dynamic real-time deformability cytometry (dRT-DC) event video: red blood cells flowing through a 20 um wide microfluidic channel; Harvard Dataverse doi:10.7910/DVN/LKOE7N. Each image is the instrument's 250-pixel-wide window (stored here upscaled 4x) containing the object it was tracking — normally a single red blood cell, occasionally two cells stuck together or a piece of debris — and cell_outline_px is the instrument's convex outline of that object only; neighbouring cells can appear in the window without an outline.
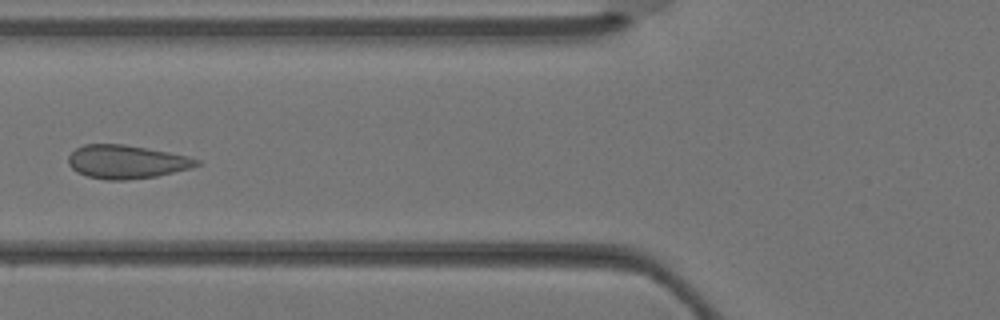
{"species": "Egyptian fruit bat (a non-hibernating species)", "species_latin": "Rousettus aegyptiacus", "temperature_condition": "warm", "stored_images_in_passage": 4, "camera_frame_rate_fps": 3000, "um_per_image_px": 0.085, "animal": {"sex": "female"}, "frame": {"image": 1, "passage_image": 4, "time_ms": 1.0, "image_size_px": [1000, 320], "cell_outline_px": [[200, 164], [192, 168], [156, 176], [128, 180], [108, 180], [88, 176], [76, 172], [68, 164], [68, 156], [76, 148], [84, 144], [124, 144], [168, 152], [200, 160]], "centroid_in_image_um": [10.72, 13.76], "position_along_channel_um": 115.1, "area_um2": 24.91}}